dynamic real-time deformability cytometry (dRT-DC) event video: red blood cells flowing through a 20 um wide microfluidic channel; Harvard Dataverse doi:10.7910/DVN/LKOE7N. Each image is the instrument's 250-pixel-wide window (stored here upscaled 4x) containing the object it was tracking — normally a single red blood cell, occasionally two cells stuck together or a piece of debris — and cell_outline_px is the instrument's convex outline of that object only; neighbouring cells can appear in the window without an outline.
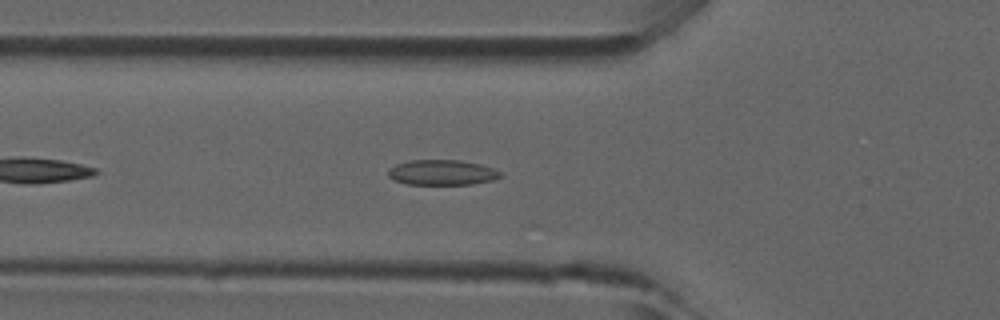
{"species": "common noctule bat (a hibernating species)", "species_latin": "Nyctalus noctula", "temperature_condition": "room temperature", "stored_images_in_passage": 35, "camera_frame_rate_fps": 3000, "um_per_image_px": 0.085, "animal": {"sex": "male", "forearm_length_mm": 52.5}, "frame": {"image": 1, "passage_image": 6, "time_ms": 1.667, "image_size_px": [1000, 320], "cell_outline_px": [[500, 176], [492, 180], [472, 184], [408, 184], [396, 180], [388, 176], [388, 168], [396, 164], [408, 160], [460, 160], [480, 164], [492, 168], [500, 172]], "centroid_in_image_um": [37.54, 14.65], "position_along_channel_um": 88.3, "area_um2": 16.36}}